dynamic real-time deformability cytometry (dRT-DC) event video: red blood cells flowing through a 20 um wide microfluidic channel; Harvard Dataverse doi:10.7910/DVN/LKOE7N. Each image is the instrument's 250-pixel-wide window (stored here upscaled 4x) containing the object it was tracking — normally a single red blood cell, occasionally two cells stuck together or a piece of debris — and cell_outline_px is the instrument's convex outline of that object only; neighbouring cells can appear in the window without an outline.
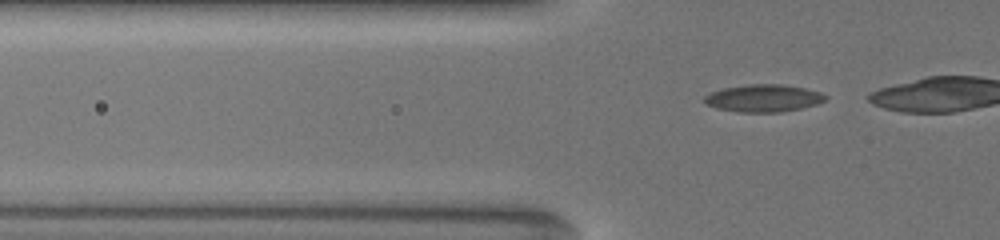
{"species": "common noctule bat (a hibernating species)", "species_latin": "Nyctalus noctula", "temperature_condition": "warm", "stored_images_in_passage": 24, "camera_frame_rate_fps": 3000, "um_per_image_px": 0.085, "animal": {"sex": "female", "body_mass_g": 19.5, "forearm_length_mm": 54.1}, "frame": {"image": 1, "passage_image": 17, "time_ms": 5.333, "image_size_px": [1000, 240], "cell_outline_px": [[828, 96], [824, 100], [816, 104], [800, 108], [780, 112], [740, 112], [716, 108], [708, 104], [704, 100], [704, 96], [712, 92], [724, 88], [748, 84], [780, 84], [804, 88]], "centroid_in_image_um": [64.87, 8.34], "position_along_channel_um": 60.9, "area_um2": 18.96}}
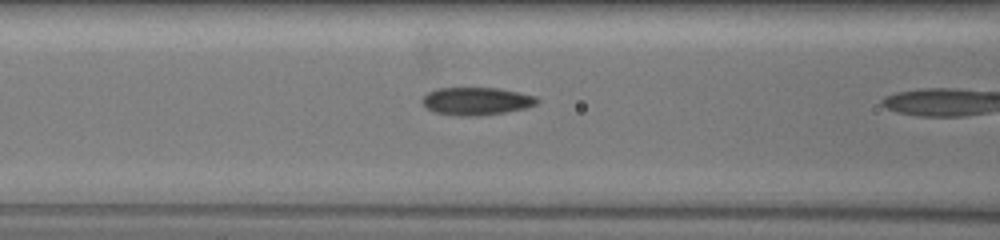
{"frame": {"image": 2, "passage_image": 23, "time_ms": 7.333, "image_size_px": [1000, 240], "cell_outline_px": [[540, 100], [536, 104], [524, 108], [504, 112], [476, 116], [460, 116], [436, 112], [428, 108], [424, 104], [424, 96], [428, 92], [436, 88], [496, 88], [536, 96]], "centroid_in_image_um": [40.51, 8.59], "position_along_channel_um": 126.1, "area_um2": 18.21}}